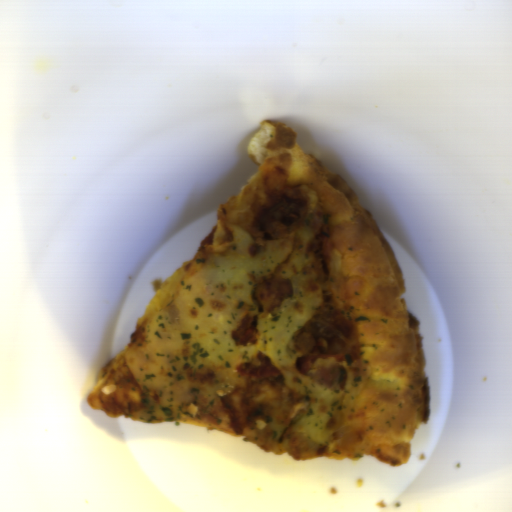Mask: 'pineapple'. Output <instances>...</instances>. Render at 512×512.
<instances>
[{"label":"pineapple","instance_id":"2ff11189","mask_svg":"<svg viewBox=\"0 0 512 512\" xmlns=\"http://www.w3.org/2000/svg\"><path fill=\"white\" fill-rule=\"evenodd\" d=\"M233 243L185 279L156 316L148 333L125 351V360L145 398L140 423L167 421L199 401H220L244 386L237 368L269 357L284 384L313 402L298 417L294 431L316 445H328L344 397L310 374L296 357L298 329L324 306L313 253H306L313 227L268 239L255 256L250 232L231 225ZM287 279L293 295L269 312L261 310L255 289L266 279ZM256 317L257 343L235 345L232 333L244 317Z\"/></svg>","mask_w":512,"mask_h":512}]
</instances>
